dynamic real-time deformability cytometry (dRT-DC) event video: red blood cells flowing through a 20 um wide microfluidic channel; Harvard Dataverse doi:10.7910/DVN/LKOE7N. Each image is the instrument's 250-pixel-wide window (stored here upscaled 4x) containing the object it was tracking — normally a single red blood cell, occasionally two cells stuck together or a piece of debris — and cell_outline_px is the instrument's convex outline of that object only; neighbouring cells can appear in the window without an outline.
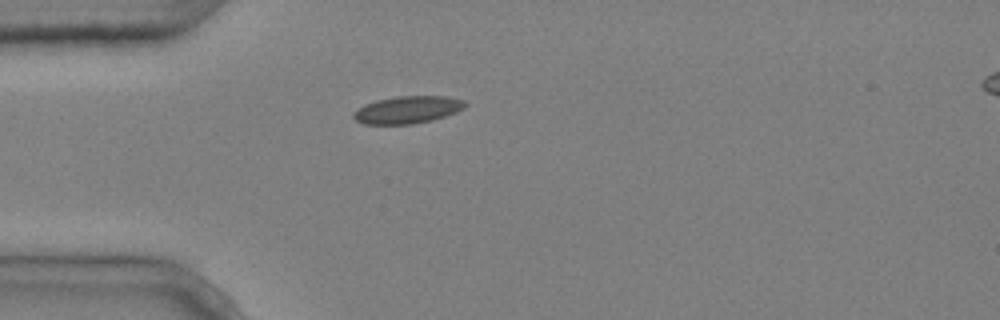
{"species": "common noctule bat (a hibernating species)", "species_latin": "Nyctalus noctula", "temperature_condition": "cold", "stored_images_in_passage": 1, "camera_frame_rate_fps": 3000, "um_per_image_px": 0.085, "animal": {"sex": "male", "body_mass_g": 20.4}, "frame": {"image": 1, "passage_image": 1, "time_ms": 0.0, "image_size_px": [1000, 320], "cell_outline_px": [[468, 104], [464, 108], [456, 112], [432, 120], [412, 124], [364, 124], [356, 120], [352, 116], [352, 112], [364, 104], [376, 100], [396, 96], [448, 96], [464, 100]], "centroid_in_image_um": [34.63, 9.32], "position_along_channel_um": 50.4, "area_um2": 17.92}}